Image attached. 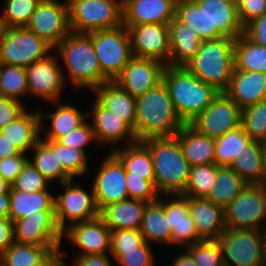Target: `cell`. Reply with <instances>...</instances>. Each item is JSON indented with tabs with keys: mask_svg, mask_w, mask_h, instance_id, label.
<instances>
[{
	"mask_svg": "<svg viewBox=\"0 0 266 266\" xmlns=\"http://www.w3.org/2000/svg\"><path fill=\"white\" fill-rule=\"evenodd\" d=\"M150 151L154 165V186L160 195H182L191 166L185 160L177 136L141 141ZM162 193V194H161Z\"/></svg>",
	"mask_w": 266,
	"mask_h": 266,
	"instance_id": "4",
	"label": "cell"
},
{
	"mask_svg": "<svg viewBox=\"0 0 266 266\" xmlns=\"http://www.w3.org/2000/svg\"><path fill=\"white\" fill-rule=\"evenodd\" d=\"M88 122L89 121L85 120L76 129L72 130L63 137H60L57 142L63 146L86 152L87 149L85 148L87 145H90L91 142L97 144L92 125Z\"/></svg>",
	"mask_w": 266,
	"mask_h": 266,
	"instance_id": "51",
	"label": "cell"
},
{
	"mask_svg": "<svg viewBox=\"0 0 266 266\" xmlns=\"http://www.w3.org/2000/svg\"><path fill=\"white\" fill-rule=\"evenodd\" d=\"M112 152L120 159L130 176L147 179L154 185V165L149 149L141 142L126 145Z\"/></svg>",
	"mask_w": 266,
	"mask_h": 266,
	"instance_id": "35",
	"label": "cell"
},
{
	"mask_svg": "<svg viewBox=\"0 0 266 266\" xmlns=\"http://www.w3.org/2000/svg\"><path fill=\"white\" fill-rule=\"evenodd\" d=\"M20 152L29 153L41 139L40 112L27 109L14 121L0 130Z\"/></svg>",
	"mask_w": 266,
	"mask_h": 266,
	"instance_id": "30",
	"label": "cell"
},
{
	"mask_svg": "<svg viewBox=\"0 0 266 266\" xmlns=\"http://www.w3.org/2000/svg\"><path fill=\"white\" fill-rule=\"evenodd\" d=\"M188 199L189 213L202 239H218L227 229L224 208L206 198L184 196Z\"/></svg>",
	"mask_w": 266,
	"mask_h": 266,
	"instance_id": "24",
	"label": "cell"
},
{
	"mask_svg": "<svg viewBox=\"0 0 266 266\" xmlns=\"http://www.w3.org/2000/svg\"><path fill=\"white\" fill-rule=\"evenodd\" d=\"M64 236L71 245L76 246L73 257L110 254L111 230L100 216L93 220L73 223L63 231Z\"/></svg>",
	"mask_w": 266,
	"mask_h": 266,
	"instance_id": "18",
	"label": "cell"
},
{
	"mask_svg": "<svg viewBox=\"0 0 266 266\" xmlns=\"http://www.w3.org/2000/svg\"><path fill=\"white\" fill-rule=\"evenodd\" d=\"M244 33L254 43L266 46V13L246 25Z\"/></svg>",
	"mask_w": 266,
	"mask_h": 266,
	"instance_id": "56",
	"label": "cell"
},
{
	"mask_svg": "<svg viewBox=\"0 0 266 266\" xmlns=\"http://www.w3.org/2000/svg\"><path fill=\"white\" fill-rule=\"evenodd\" d=\"M99 61L102 75L114 81L133 57L128 29L122 25L116 29L89 33Z\"/></svg>",
	"mask_w": 266,
	"mask_h": 266,
	"instance_id": "7",
	"label": "cell"
},
{
	"mask_svg": "<svg viewBox=\"0 0 266 266\" xmlns=\"http://www.w3.org/2000/svg\"><path fill=\"white\" fill-rule=\"evenodd\" d=\"M26 153L4 158L0 160V176L10 184L17 178L23 167L28 162Z\"/></svg>",
	"mask_w": 266,
	"mask_h": 266,
	"instance_id": "54",
	"label": "cell"
},
{
	"mask_svg": "<svg viewBox=\"0 0 266 266\" xmlns=\"http://www.w3.org/2000/svg\"><path fill=\"white\" fill-rule=\"evenodd\" d=\"M61 248L14 242L0 256V266H39Z\"/></svg>",
	"mask_w": 266,
	"mask_h": 266,
	"instance_id": "36",
	"label": "cell"
},
{
	"mask_svg": "<svg viewBox=\"0 0 266 266\" xmlns=\"http://www.w3.org/2000/svg\"><path fill=\"white\" fill-rule=\"evenodd\" d=\"M61 101L51 102L54 106L57 105L55 108L56 111H52L49 113H43L40 111V119H41V131L42 128L45 126L42 122L45 118L50 119V128H46L47 132L41 137L43 140H55L57 141L60 137L67 135L72 130L76 129L80 126L85 119H87L88 115H84V113L77 107L73 106L70 103L60 104Z\"/></svg>",
	"mask_w": 266,
	"mask_h": 266,
	"instance_id": "31",
	"label": "cell"
},
{
	"mask_svg": "<svg viewBox=\"0 0 266 266\" xmlns=\"http://www.w3.org/2000/svg\"><path fill=\"white\" fill-rule=\"evenodd\" d=\"M242 109L220 92L212 103L190 125L206 136L217 138L241 125Z\"/></svg>",
	"mask_w": 266,
	"mask_h": 266,
	"instance_id": "15",
	"label": "cell"
},
{
	"mask_svg": "<svg viewBox=\"0 0 266 266\" xmlns=\"http://www.w3.org/2000/svg\"><path fill=\"white\" fill-rule=\"evenodd\" d=\"M57 158L63 169L73 179L82 177L89 171L88 155L85 151L66 147L57 142Z\"/></svg>",
	"mask_w": 266,
	"mask_h": 266,
	"instance_id": "47",
	"label": "cell"
},
{
	"mask_svg": "<svg viewBox=\"0 0 266 266\" xmlns=\"http://www.w3.org/2000/svg\"><path fill=\"white\" fill-rule=\"evenodd\" d=\"M218 167L215 163L191 167L182 196L206 198L215 182Z\"/></svg>",
	"mask_w": 266,
	"mask_h": 266,
	"instance_id": "43",
	"label": "cell"
},
{
	"mask_svg": "<svg viewBox=\"0 0 266 266\" xmlns=\"http://www.w3.org/2000/svg\"><path fill=\"white\" fill-rule=\"evenodd\" d=\"M252 141L242 125L215 138V164L231 167L236 156Z\"/></svg>",
	"mask_w": 266,
	"mask_h": 266,
	"instance_id": "40",
	"label": "cell"
},
{
	"mask_svg": "<svg viewBox=\"0 0 266 266\" xmlns=\"http://www.w3.org/2000/svg\"><path fill=\"white\" fill-rule=\"evenodd\" d=\"M184 249L192 256L197 266H225L216 239H203Z\"/></svg>",
	"mask_w": 266,
	"mask_h": 266,
	"instance_id": "46",
	"label": "cell"
},
{
	"mask_svg": "<svg viewBox=\"0 0 266 266\" xmlns=\"http://www.w3.org/2000/svg\"><path fill=\"white\" fill-rule=\"evenodd\" d=\"M165 67L161 61L133 56L114 82L138 98L162 82Z\"/></svg>",
	"mask_w": 266,
	"mask_h": 266,
	"instance_id": "19",
	"label": "cell"
},
{
	"mask_svg": "<svg viewBox=\"0 0 266 266\" xmlns=\"http://www.w3.org/2000/svg\"><path fill=\"white\" fill-rule=\"evenodd\" d=\"M224 214L227 228L261 230L266 224V186L247 184Z\"/></svg>",
	"mask_w": 266,
	"mask_h": 266,
	"instance_id": "11",
	"label": "cell"
},
{
	"mask_svg": "<svg viewBox=\"0 0 266 266\" xmlns=\"http://www.w3.org/2000/svg\"><path fill=\"white\" fill-rule=\"evenodd\" d=\"M10 214L14 222L37 211H55L54 196L50 190L23 192L10 188Z\"/></svg>",
	"mask_w": 266,
	"mask_h": 266,
	"instance_id": "33",
	"label": "cell"
},
{
	"mask_svg": "<svg viewBox=\"0 0 266 266\" xmlns=\"http://www.w3.org/2000/svg\"><path fill=\"white\" fill-rule=\"evenodd\" d=\"M162 82L184 124H190L220 93L214 86L197 78L185 66L166 65Z\"/></svg>",
	"mask_w": 266,
	"mask_h": 266,
	"instance_id": "3",
	"label": "cell"
},
{
	"mask_svg": "<svg viewBox=\"0 0 266 266\" xmlns=\"http://www.w3.org/2000/svg\"><path fill=\"white\" fill-rule=\"evenodd\" d=\"M178 0H127L123 4V25L165 24L176 17Z\"/></svg>",
	"mask_w": 266,
	"mask_h": 266,
	"instance_id": "23",
	"label": "cell"
},
{
	"mask_svg": "<svg viewBox=\"0 0 266 266\" xmlns=\"http://www.w3.org/2000/svg\"><path fill=\"white\" fill-rule=\"evenodd\" d=\"M14 241L39 246H62L63 232L55 211H37L13 222Z\"/></svg>",
	"mask_w": 266,
	"mask_h": 266,
	"instance_id": "16",
	"label": "cell"
},
{
	"mask_svg": "<svg viewBox=\"0 0 266 266\" xmlns=\"http://www.w3.org/2000/svg\"><path fill=\"white\" fill-rule=\"evenodd\" d=\"M126 183L129 199L141 200L150 204L156 202L160 196L150 181L142 177L130 176V172H126Z\"/></svg>",
	"mask_w": 266,
	"mask_h": 266,
	"instance_id": "50",
	"label": "cell"
},
{
	"mask_svg": "<svg viewBox=\"0 0 266 266\" xmlns=\"http://www.w3.org/2000/svg\"><path fill=\"white\" fill-rule=\"evenodd\" d=\"M14 242L13 221L10 218L0 219V256Z\"/></svg>",
	"mask_w": 266,
	"mask_h": 266,
	"instance_id": "58",
	"label": "cell"
},
{
	"mask_svg": "<svg viewBox=\"0 0 266 266\" xmlns=\"http://www.w3.org/2000/svg\"><path fill=\"white\" fill-rule=\"evenodd\" d=\"M176 18L194 29L201 41L209 40V18L205 9H202L196 1L178 0Z\"/></svg>",
	"mask_w": 266,
	"mask_h": 266,
	"instance_id": "42",
	"label": "cell"
},
{
	"mask_svg": "<svg viewBox=\"0 0 266 266\" xmlns=\"http://www.w3.org/2000/svg\"><path fill=\"white\" fill-rule=\"evenodd\" d=\"M176 136L191 167L215 163V138L200 133L190 124H184Z\"/></svg>",
	"mask_w": 266,
	"mask_h": 266,
	"instance_id": "26",
	"label": "cell"
},
{
	"mask_svg": "<svg viewBox=\"0 0 266 266\" xmlns=\"http://www.w3.org/2000/svg\"><path fill=\"white\" fill-rule=\"evenodd\" d=\"M159 196L156 202L147 205L140 232L148 243L171 245V228L164 215V199Z\"/></svg>",
	"mask_w": 266,
	"mask_h": 266,
	"instance_id": "34",
	"label": "cell"
},
{
	"mask_svg": "<svg viewBox=\"0 0 266 266\" xmlns=\"http://www.w3.org/2000/svg\"><path fill=\"white\" fill-rule=\"evenodd\" d=\"M261 231V235H262V239H263V246H264V256H265V260H266V224L265 226H262Z\"/></svg>",
	"mask_w": 266,
	"mask_h": 266,
	"instance_id": "64",
	"label": "cell"
},
{
	"mask_svg": "<svg viewBox=\"0 0 266 266\" xmlns=\"http://www.w3.org/2000/svg\"><path fill=\"white\" fill-rule=\"evenodd\" d=\"M225 93L243 110L266 100V74L252 71H233Z\"/></svg>",
	"mask_w": 266,
	"mask_h": 266,
	"instance_id": "25",
	"label": "cell"
},
{
	"mask_svg": "<svg viewBox=\"0 0 266 266\" xmlns=\"http://www.w3.org/2000/svg\"><path fill=\"white\" fill-rule=\"evenodd\" d=\"M0 94L22 103L20 99L28 95L25 67L0 64Z\"/></svg>",
	"mask_w": 266,
	"mask_h": 266,
	"instance_id": "41",
	"label": "cell"
},
{
	"mask_svg": "<svg viewBox=\"0 0 266 266\" xmlns=\"http://www.w3.org/2000/svg\"><path fill=\"white\" fill-rule=\"evenodd\" d=\"M130 35L134 57L148 58L169 65V27L165 24L124 25Z\"/></svg>",
	"mask_w": 266,
	"mask_h": 266,
	"instance_id": "17",
	"label": "cell"
},
{
	"mask_svg": "<svg viewBox=\"0 0 266 266\" xmlns=\"http://www.w3.org/2000/svg\"><path fill=\"white\" fill-rule=\"evenodd\" d=\"M149 203L127 199L107 205L100 211V217L111 231L140 230L144 211Z\"/></svg>",
	"mask_w": 266,
	"mask_h": 266,
	"instance_id": "28",
	"label": "cell"
},
{
	"mask_svg": "<svg viewBox=\"0 0 266 266\" xmlns=\"http://www.w3.org/2000/svg\"><path fill=\"white\" fill-rule=\"evenodd\" d=\"M262 159H263V185L266 186V141L261 142Z\"/></svg>",
	"mask_w": 266,
	"mask_h": 266,
	"instance_id": "62",
	"label": "cell"
},
{
	"mask_svg": "<svg viewBox=\"0 0 266 266\" xmlns=\"http://www.w3.org/2000/svg\"><path fill=\"white\" fill-rule=\"evenodd\" d=\"M235 40L223 36L201 41L198 53L185 67L204 83L214 86L219 92H225L235 69Z\"/></svg>",
	"mask_w": 266,
	"mask_h": 266,
	"instance_id": "5",
	"label": "cell"
},
{
	"mask_svg": "<svg viewBox=\"0 0 266 266\" xmlns=\"http://www.w3.org/2000/svg\"><path fill=\"white\" fill-rule=\"evenodd\" d=\"M145 242L140 230L123 229L111 231L110 256L116 262L125 252L137 251Z\"/></svg>",
	"mask_w": 266,
	"mask_h": 266,
	"instance_id": "48",
	"label": "cell"
},
{
	"mask_svg": "<svg viewBox=\"0 0 266 266\" xmlns=\"http://www.w3.org/2000/svg\"><path fill=\"white\" fill-rule=\"evenodd\" d=\"M216 240L225 266H266L260 230L227 228Z\"/></svg>",
	"mask_w": 266,
	"mask_h": 266,
	"instance_id": "8",
	"label": "cell"
},
{
	"mask_svg": "<svg viewBox=\"0 0 266 266\" xmlns=\"http://www.w3.org/2000/svg\"><path fill=\"white\" fill-rule=\"evenodd\" d=\"M151 244L144 242L137 251L125 252L117 261L118 266H155Z\"/></svg>",
	"mask_w": 266,
	"mask_h": 266,
	"instance_id": "52",
	"label": "cell"
},
{
	"mask_svg": "<svg viewBox=\"0 0 266 266\" xmlns=\"http://www.w3.org/2000/svg\"><path fill=\"white\" fill-rule=\"evenodd\" d=\"M49 183L51 182L28 161L17 178L11 183V188L32 193L48 190Z\"/></svg>",
	"mask_w": 266,
	"mask_h": 266,
	"instance_id": "49",
	"label": "cell"
},
{
	"mask_svg": "<svg viewBox=\"0 0 266 266\" xmlns=\"http://www.w3.org/2000/svg\"><path fill=\"white\" fill-rule=\"evenodd\" d=\"M240 23L245 27L266 13V0H236Z\"/></svg>",
	"mask_w": 266,
	"mask_h": 266,
	"instance_id": "53",
	"label": "cell"
},
{
	"mask_svg": "<svg viewBox=\"0 0 266 266\" xmlns=\"http://www.w3.org/2000/svg\"><path fill=\"white\" fill-rule=\"evenodd\" d=\"M30 151L34 154L28 161L50 182L62 184L73 179L58 162L57 141L40 139Z\"/></svg>",
	"mask_w": 266,
	"mask_h": 266,
	"instance_id": "32",
	"label": "cell"
},
{
	"mask_svg": "<svg viewBox=\"0 0 266 266\" xmlns=\"http://www.w3.org/2000/svg\"><path fill=\"white\" fill-rule=\"evenodd\" d=\"M110 254H95L77 256L72 260L74 266H113Z\"/></svg>",
	"mask_w": 266,
	"mask_h": 266,
	"instance_id": "57",
	"label": "cell"
},
{
	"mask_svg": "<svg viewBox=\"0 0 266 266\" xmlns=\"http://www.w3.org/2000/svg\"><path fill=\"white\" fill-rule=\"evenodd\" d=\"M54 49L26 26L5 28L0 39V64L28 67Z\"/></svg>",
	"mask_w": 266,
	"mask_h": 266,
	"instance_id": "9",
	"label": "cell"
},
{
	"mask_svg": "<svg viewBox=\"0 0 266 266\" xmlns=\"http://www.w3.org/2000/svg\"><path fill=\"white\" fill-rule=\"evenodd\" d=\"M26 110L24 103L0 94V130L14 121Z\"/></svg>",
	"mask_w": 266,
	"mask_h": 266,
	"instance_id": "55",
	"label": "cell"
},
{
	"mask_svg": "<svg viewBox=\"0 0 266 266\" xmlns=\"http://www.w3.org/2000/svg\"><path fill=\"white\" fill-rule=\"evenodd\" d=\"M231 167L246 184H263V159L261 142L252 140L236 156Z\"/></svg>",
	"mask_w": 266,
	"mask_h": 266,
	"instance_id": "39",
	"label": "cell"
},
{
	"mask_svg": "<svg viewBox=\"0 0 266 266\" xmlns=\"http://www.w3.org/2000/svg\"><path fill=\"white\" fill-rule=\"evenodd\" d=\"M54 51L63 60L61 67L66 84L69 81L74 89L93 90L108 82L102 75L90 34L71 31Z\"/></svg>",
	"mask_w": 266,
	"mask_h": 266,
	"instance_id": "1",
	"label": "cell"
},
{
	"mask_svg": "<svg viewBox=\"0 0 266 266\" xmlns=\"http://www.w3.org/2000/svg\"><path fill=\"white\" fill-rule=\"evenodd\" d=\"M92 91L95 94V99L103 107L113 111L134 130L136 98L132 97L114 81L105 82Z\"/></svg>",
	"mask_w": 266,
	"mask_h": 266,
	"instance_id": "27",
	"label": "cell"
},
{
	"mask_svg": "<svg viewBox=\"0 0 266 266\" xmlns=\"http://www.w3.org/2000/svg\"><path fill=\"white\" fill-rule=\"evenodd\" d=\"M87 115L91 117L90 123L97 144L111 145L113 148L111 152L118 148L115 144L124 142L123 146H126L137 142L133 129L113 111L103 107L95 98Z\"/></svg>",
	"mask_w": 266,
	"mask_h": 266,
	"instance_id": "20",
	"label": "cell"
},
{
	"mask_svg": "<svg viewBox=\"0 0 266 266\" xmlns=\"http://www.w3.org/2000/svg\"><path fill=\"white\" fill-rule=\"evenodd\" d=\"M4 30H5V26H4V23H3L1 16H0V39L3 35Z\"/></svg>",
	"mask_w": 266,
	"mask_h": 266,
	"instance_id": "65",
	"label": "cell"
},
{
	"mask_svg": "<svg viewBox=\"0 0 266 266\" xmlns=\"http://www.w3.org/2000/svg\"><path fill=\"white\" fill-rule=\"evenodd\" d=\"M170 39L169 66H185L198 53L201 40L196 31L176 17L168 24Z\"/></svg>",
	"mask_w": 266,
	"mask_h": 266,
	"instance_id": "29",
	"label": "cell"
},
{
	"mask_svg": "<svg viewBox=\"0 0 266 266\" xmlns=\"http://www.w3.org/2000/svg\"><path fill=\"white\" fill-rule=\"evenodd\" d=\"M101 162L92 183L99 211L109 204L129 199L126 170L120 159L110 151Z\"/></svg>",
	"mask_w": 266,
	"mask_h": 266,
	"instance_id": "14",
	"label": "cell"
},
{
	"mask_svg": "<svg viewBox=\"0 0 266 266\" xmlns=\"http://www.w3.org/2000/svg\"><path fill=\"white\" fill-rule=\"evenodd\" d=\"M62 253V254H61ZM66 252L63 248L53 252L44 262L39 266H67V262L64 261L62 255Z\"/></svg>",
	"mask_w": 266,
	"mask_h": 266,
	"instance_id": "60",
	"label": "cell"
},
{
	"mask_svg": "<svg viewBox=\"0 0 266 266\" xmlns=\"http://www.w3.org/2000/svg\"><path fill=\"white\" fill-rule=\"evenodd\" d=\"M69 26L77 33L116 29L123 25L121 0H67Z\"/></svg>",
	"mask_w": 266,
	"mask_h": 266,
	"instance_id": "6",
	"label": "cell"
},
{
	"mask_svg": "<svg viewBox=\"0 0 266 266\" xmlns=\"http://www.w3.org/2000/svg\"><path fill=\"white\" fill-rule=\"evenodd\" d=\"M41 0H6L0 13L5 28L26 26Z\"/></svg>",
	"mask_w": 266,
	"mask_h": 266,
	"instance_id": "44",
	"label": "cell"
},
{
	"mask_svg": "<svg viewBox=\"0 0 266 266\" xmlns=\"http://www.w3.org/2000/svg\"><path fill=\"white\" fill-rule=\"evenodd\" d=\"M209 18V40L226 36L236 39L244 33L236 0H197Z\"/></svg>",
	"mask_w": 266,
	"mask_h": 266,
	"instance_id": "22",
	"label": "cell"
},
{
	"mask_svg": "<svg viewBox=\"0 0 266 266\" xmlns=\"http://www.w3.org/2000/svg\"><path fill=\"white\" fill-rule=\"evenodd\" d=\"M183 125L163 82L143 96L136 98L133 132L137 141L154 137L176 136Z\"/></svg>",
	"mask_w": 266,
	"mask_h": 266,
	"instance_id": "2",
	"label": "cell"
},
{
	"mask_svg": "<svg viewBox=\"0 0 266 266\" xmlns=\"http://www.w3.org/2000/svg\"><path fill=\"white\" fill-rule=\"evenodd\" d=\"M26 27L54 49L71 32L67 0H41Z\"/></svg>",
	"mask_w": 266,
	"mask_h": 266,
	"instance_id": "12",
	"label": "cell"
},
{
	"mask_svg": "<svg viewBox=\"0 0 266 266\" xmlns=\"http://www.w3.org/2000/svg\"><path fill=\"white\" fill-rule=\"evenodd\" d=\"M10 214V195H0V219L9 218Z\"/></svg>",
	"mask_w": 266,
	"mask_h": 266,
	"instance_id": "61",
	"label": "cell"
},
{
	"mask_svg": "<svg viewBox=\"0 0 266 266\" xmlns=\"http://www.w3.org/2000/svg\"><path fill=\"white\" fill-rule=\"evenodd\" d=\"M246 185L232 167L219 166L215 182L206 199L225 209Z\"/></svg>",
	"mask_w": 266,
	"mask_h": 266,
	"instance_id": "37",
	"label": "cell"
},
{
	"mask_svg": "<svg viewBox=\"0 0 266 266\" xmlns=\"http://www.w3.org/2000/svg\"><path fill=\"white\" fill-rule=\"evenodd\" d=\"M165 196L164 215L172 231L171 244L181 246V249H184L195 242L203 240L198 235L194 221L189 213L188 199L182 195H171L170 198L167 195Z\"/></svg>",
	"mask_w": 266,
	"mask_h": 266,
	"instance_id": "21",
	"label": "cell"
},
{
	"mask_svg": "<svg viewBox=\"0 0 266 266\" xmlns=\"http://www.w3.org/2000/svg\"><path fill=\"white\" fill-rule=\"evenodd\" d=\"M235 70L266 74V46L254 43L245 33L234 43Z\"/></svg>",
	"mask_w": 266,
	"mask_h": 266,
	"instance_id": "38",
	"label": "cell"
},
{
	"mask_svg": "<svg viewBox=\"0 0 266 266\" xmlns=\"http://www.w3.org/2000/svg\"><path fill=\"white\" fill-rule=\"evenodd\" d=\"M57 54L51 52L26 67L28 96L41 98L47 103L60 101L66 86L63 71Z\"/></svg>",
	"mask_w": 266,
	"mask_h": 266,
	"instance_id": "13",
	"label": "cell"
},
{
	"mask_svg": "<svg viewBox=\"0 0 266 266\" xmlns=\"http://www.w3.org/2000/svg\"><path fill=\"white\" fill-rule=\"evenodd\" d=\"M74 182L73 179L63 182L61 186L64 191L54 196L56 222L62 232L73 223L93 220L100 216L93 186L91 185L89 192Z\"/></svg>",
	"mask_w": 266,
	"mask_h": 266,
	"instance_id": "10",
	"label": "cell"
},
{
	"mask_svg": "<svg viewBox=\"0 0 266 266\" xmlns=\"http://www.w3.org/2000/svg\"><path fill=\"white\" fill-rule=\"evenodd\" d=\"M11 184L0 176V195L9 194Z\"/></svg>",
	"mask_w": 266,
	"mask_h": 266,
	"instance_id": "63",
	"label": "cell"
},
{
	"mask_svg": "<svg viewBox=\"0 0 266 266\" xmlns=\"http://www.w3.org/2000/svg\"><path fill=\"white\" fill-rule=\"evenodd\" d=\"M241 125L252 140L266 141V100L243 109Z\"/></svg>",
	"mask_w": 266,
	"mask_h": 266,
	"instance_id": "45",
	"label": "cell"
},
{
	"mask_svg": "<svg viewBox=\"0 0 266 266\" xmlns=\"http://www.w3.org/2000/svg\"><path fill=\"white\" fill-rule=\"evenodd\" d=\"M20 153L18 148L0 131V160Z\"/></svg>",
	"mask_w": 266,
	"mask_h": 266,
	"instance_id": "59",
	"label": "cell"
}]
</instances>
